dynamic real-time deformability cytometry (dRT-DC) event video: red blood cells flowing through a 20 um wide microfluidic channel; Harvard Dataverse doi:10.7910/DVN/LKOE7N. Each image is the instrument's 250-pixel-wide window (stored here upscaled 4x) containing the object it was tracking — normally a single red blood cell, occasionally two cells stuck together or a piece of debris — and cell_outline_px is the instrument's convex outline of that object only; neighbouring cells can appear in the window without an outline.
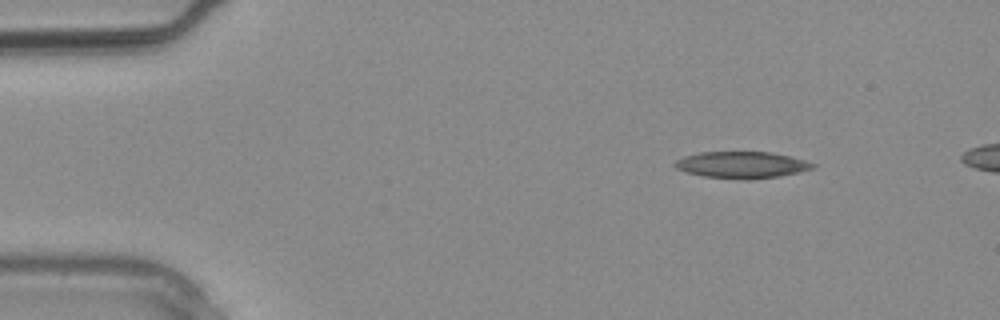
{"species": "common noctule bat (a hibernating species)", "species_latin": "Nyctalus noctula", "temperature_condition": "warm", "stored_images_in_passage": 2, "camera_frame_rate_fps": 3000, "um_per_image_px": 0.085, "animal": {"sex": "male", "body_mass_g": 20.4}, "frame": {"image": 1, "passage_image": 2, "time_ms": 0.333, "image_size_px": [1000, 320], "cell_outline_px": [[816, 168], [780, 176], [748, 180], [704, 176], [688, 172], [676, 168], [672, 164], [676, 160], [684, 156], [700, 152], [772, 152], [804, 160], [816, 164]], "centroid_in_image_um": [63.06, 14.01], "position_along_channel_um": 21.9, "area_um2": 21.33}}